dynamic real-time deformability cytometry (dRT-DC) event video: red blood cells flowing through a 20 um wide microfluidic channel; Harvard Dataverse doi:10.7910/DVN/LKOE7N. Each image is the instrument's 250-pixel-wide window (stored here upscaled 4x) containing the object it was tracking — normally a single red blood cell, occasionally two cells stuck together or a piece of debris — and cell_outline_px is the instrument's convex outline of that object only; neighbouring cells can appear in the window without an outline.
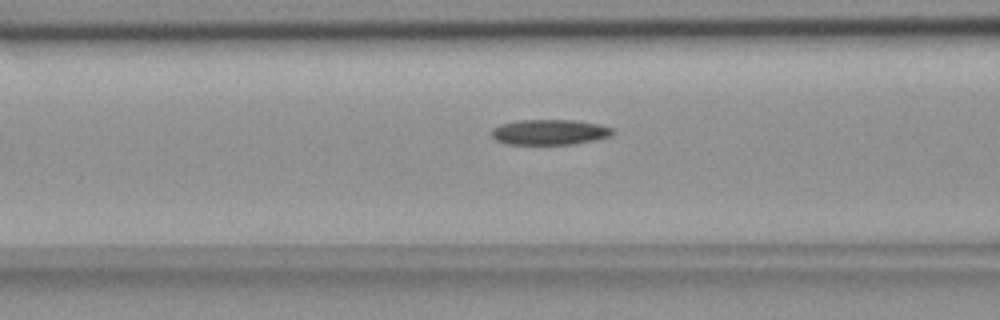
{"species": "common noctule bat (a hibernating species)", "species_latin": "Nyctalus noctula", "temperature_condition": "room temperature", "stored_images_in_passage": 55, "camera_frame_rate_fps": 3000, "um_per_image_px": 0.085, "animal": {"sex": "female", "body_mass_g": 18.4}, "frame": {"image": 1, "passage_image": 22, "time_ms": 7.0, "image_size_px": [1000, 320], "cell_outline_px": [[612, 132], [608, 136], [592, 140], [572, 144], [504, 144], [496, 140], [492, 136], [492, 128], [500, 124], [516, 120], [572, 120], [600, 124], [612, 128]], "centroid_in_image_um": [46.64, 11.22], "position_along_channel_um": 120.0, "area_um2": 17.74}}
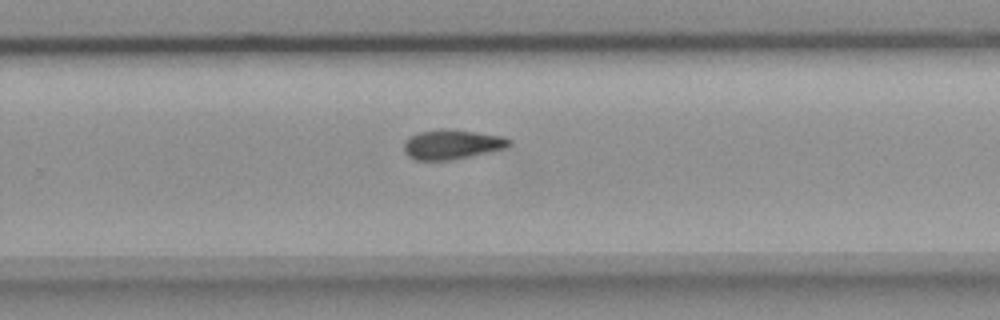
{"frame": {"image": 2, "passage_image": 36, "time_ms": 11.667, "image_size_px": [1000, 320], "cell_outline_px": [[512, 144], [508, 148], [448, 160], [416, 160], [408, 156], [404, 152], [404, 144], [408, 136], [416, 132], [444, 128], [448, 128], [504, 136], [512, 140]], "centroid_in_image_um": [38.42, 12.25], "position_along_channel_um": 291.4, "area_um2": 18.38}}
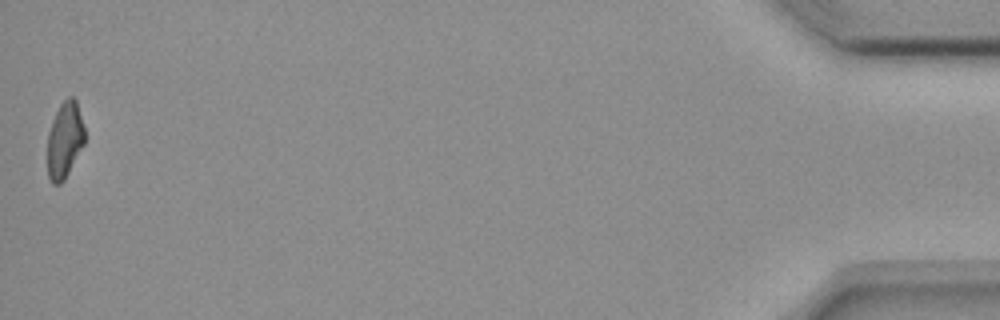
{"frame": {"image": 3, "passage_image": 55, "time_ms": 18.0, "image_size_px": [1000, 320], "cell_outline_px": [[84, 144], [64, 180], [60, 184], [52, 184], [48, 176], [48, 132], [52, 120], [60, 104], [68, 96], [72, 96], [76, 100], [84, 128]], "centroid_in_image_um": [5.49, 11.9], "position_along_channel_um": 429.7, "area_um2": 16.42}}